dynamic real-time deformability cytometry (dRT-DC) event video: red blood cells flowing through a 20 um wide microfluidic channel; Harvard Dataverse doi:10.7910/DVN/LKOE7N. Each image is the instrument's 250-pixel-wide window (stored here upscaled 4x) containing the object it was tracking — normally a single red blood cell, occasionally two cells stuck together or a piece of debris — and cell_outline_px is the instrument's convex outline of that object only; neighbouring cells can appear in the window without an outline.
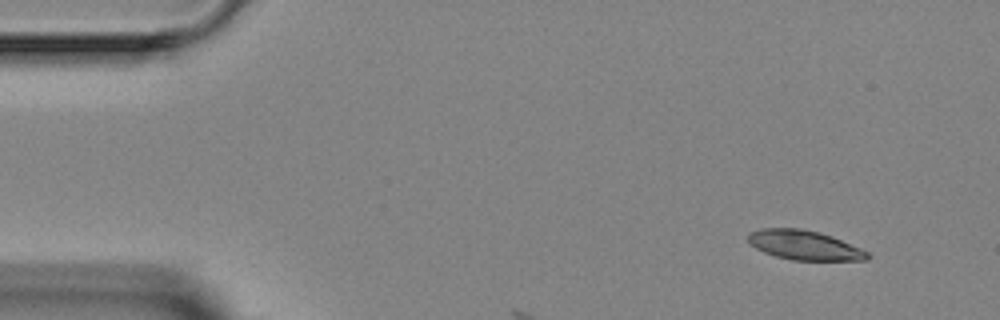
{"species": "Egyptian fruit bat (a non-hibernating species)", "species_latin": "Rousettus aegyptiacus", "temperature_condition": "room temperature", "stored_images_in_passage": 3, "camera_frame_rate_fps": 3000, "um_per_image_px": 0.085, "animal": {"sex": "female"}, "frame": {"image": 1, "passage_image": 1, "time_ms": 0.0, "image_size_px": [1000, 320], "cell_outline_px": [[872, 256], [868, 260], [792, 260], [776, 256], [764, 252], [756, 248], [748, 240], [748, 232], [760, 228], [800, 228], [820, 232], [832, 236], [860, 248], [868, 252]], "centroid_in_image_um": [68.38, 20.83], "position_along_channel_um": 16.6, "area_um2": 20.52}}
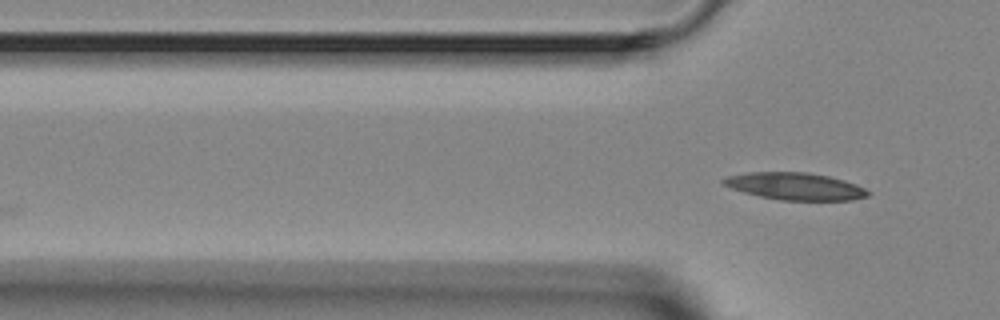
{"frame": {"image": 2, "passage_image": 3, "time_ms": 3.333, "image_size_px": [1000, 320], "cell_outline_px": [[872, 192], [868, 196], [852, 200], [780, 200], [760, 196], [744, 192], [732, 188], [724, 184], [720, 180], [728, 176], [748, 172], [808, 172], [828, 176], [844, 180], [856, 184]], "centroid_in_image_um": [67.62, 15.83], "position_along_channel_um": 58.2, "area_um2": 22.83}}